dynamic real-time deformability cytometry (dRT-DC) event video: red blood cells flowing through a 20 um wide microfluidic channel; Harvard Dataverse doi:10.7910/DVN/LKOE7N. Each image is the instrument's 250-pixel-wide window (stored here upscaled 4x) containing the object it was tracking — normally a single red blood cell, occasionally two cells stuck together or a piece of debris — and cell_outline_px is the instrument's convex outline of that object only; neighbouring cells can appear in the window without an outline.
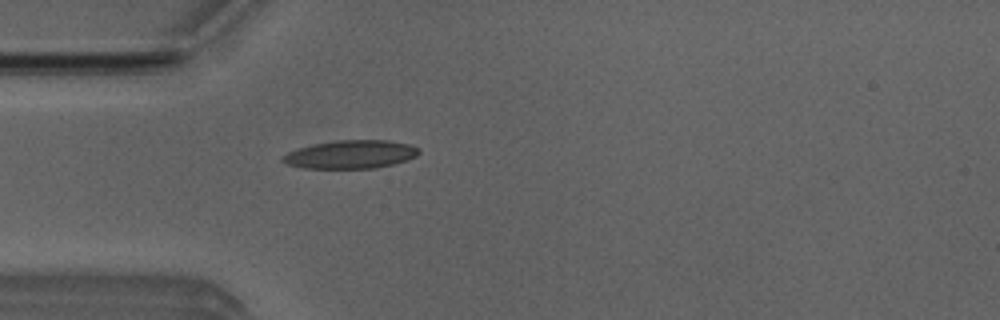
{"species": "Egyptian fruit bat (a non-hibernating species)", "species_latin": "Rousettus aegyptiacus", "temperature_condition": "room temperature", "stored_images_in_passage": 37, "camera_frame_rate_fps": 3000, "um_per_image_px": 0.085, "animal": {"sex": "male"}, "frame": {"image": 1, "passage_image": 1, "time_ms": 0.0, "image_size_px": [1000, 320], "cell_outline_px": [[420, 152], [416, 156], [392, 164], [376, 168], [304, 168], [284, 164], [280, 160], [280, 156], [288, 152], [312, 144], [336, 140], [388, 140], [408, 144], [420, 148]], "centroid_in_image_um": [29.76, 13.12], "position_along_channel_um": 55.2, "area_um2": 22.48}}
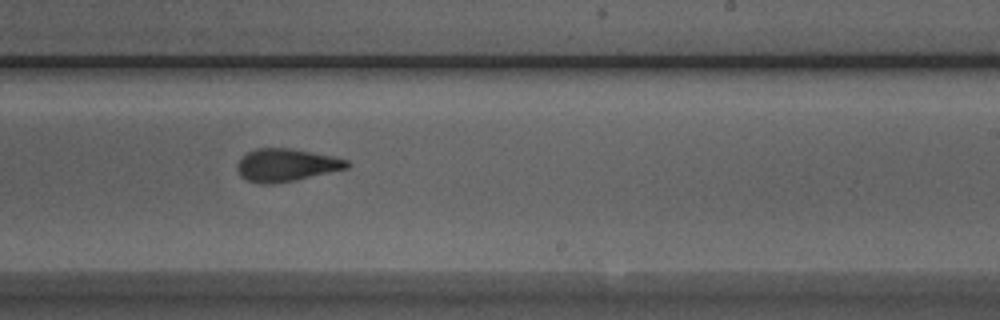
{"frame": {"image": 2, "passage_image": 17, "time_ms": 5.333, "image_size_px": [1000, 320], "cell_outline_px": [[352, 164], [348, 168], [296, 180], [272, 184], [260, 184], [248, 180], [240, 176], [236, 168], [236, 164], [248, 152], [256, 148], [292, 148], [332, 156], [348, 160]], "centroid_in_image_um": [24.34, 14.03], "position_along_channel_um": 264.7, "area_um2": 20.98}}
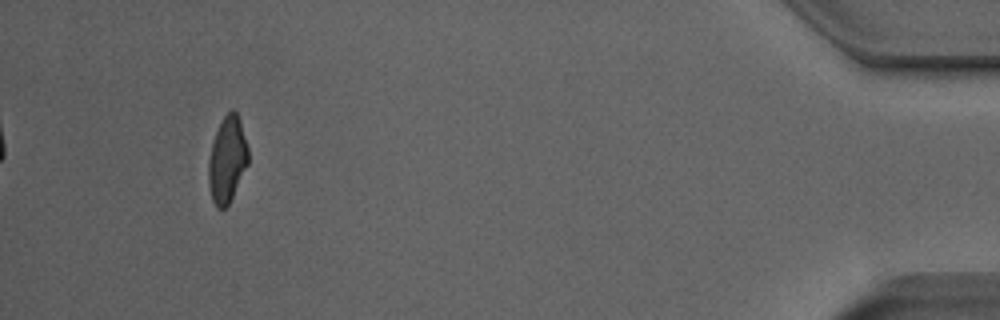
{"frame": {"image": 3, "passage_image": 34, "time_ms": 11.0, "image_size_px": [1000, 320], "cell_outline_px": [[248, 164], [228, 204], [224, 208], [216, 208], [212, 200], [208, 184], [208, 160], [212, 144], [216, 132], [224, 116], [232, 108], [236, 112], [240, 120], [248, 148]], "centroid_in_image_um": [19.3, 13.57], "position_along_channel_um": 415.9, "area_um2": 19.71}, "authors_computed_cell_mechanics": {"area_um2": 20.9236, "velocity_mm_per_s": 4.0048, "shape_relaxation_time_tau1_ms": 5.4848, "shape_relaxation_time_tau2_ms": 1.6106, "deformation_change_tau1": 0.1774, "deformation_change_tau2": 0.0879}}